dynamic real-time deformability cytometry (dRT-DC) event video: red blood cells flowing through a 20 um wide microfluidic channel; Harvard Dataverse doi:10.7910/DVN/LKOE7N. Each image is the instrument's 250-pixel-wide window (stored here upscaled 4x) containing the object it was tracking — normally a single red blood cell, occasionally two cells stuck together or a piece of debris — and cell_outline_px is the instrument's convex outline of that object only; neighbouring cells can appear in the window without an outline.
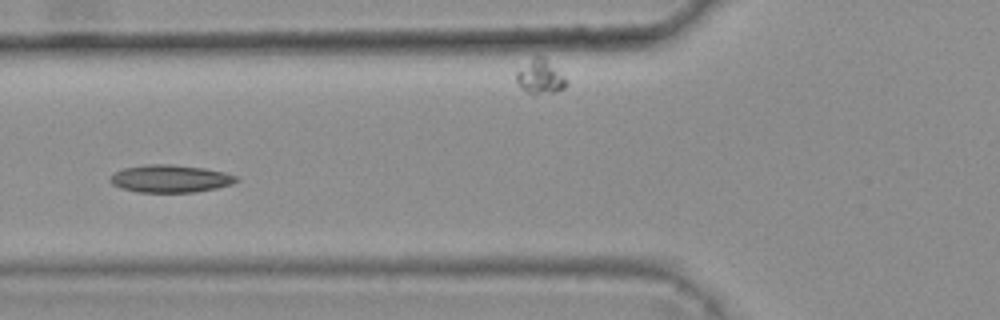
{"species": "common noctule bat (a hibernating species)", "species_latin": "Nyctalus noctula", "temperature_condition": "warm", "stored_images_in_passage": 9, "segment_of_instrument_passage": [1, 2], "camera_frame_rate_fps": 3000, "um_per_image_px": 0.085, "animal": {"sex": "female", "body_mass_g": 25.1}, "frame": {"image": 1, "passage_image": 6, "time_ms": 1.667, "image_size_px": [1000, 320], "cell_outline_px": [[240, 180], [232, 184], [216, 188], [196, 192], [136, 192], [120, 188], [112, 184], [108, 180], [116, 172], [124, 168], [148, 164], [172, 164], [204, 168], [224, 172], [236, 176]], "centroid_in_image_um": [14.48, 15.19], "position_along_channel_um": 111.3, "area_um2": 20.29}}
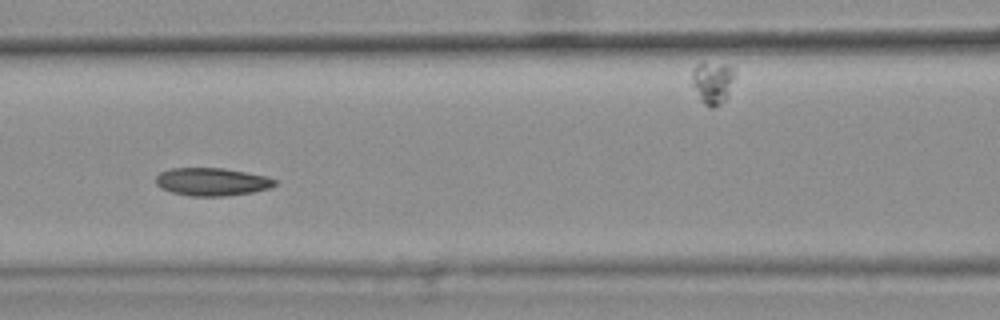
{"frame": {"image": 2, "passage_image": 7, "time_ms": 2.0, "image_size_px": [1000, 320], "cell_outline_px": [[276, 184], [268, 188], [252, 192], [224, 196], [188, 196], [172, 192], [160, 188], [156, 184], [156, 176], [160, 172], [172, 168], [224, 168], [264, 176], [276, 180]], "centroid_in_image_um": [17.96, 15.45], "position_along_channel_um": 148.6, "area_um2": 19.19}}